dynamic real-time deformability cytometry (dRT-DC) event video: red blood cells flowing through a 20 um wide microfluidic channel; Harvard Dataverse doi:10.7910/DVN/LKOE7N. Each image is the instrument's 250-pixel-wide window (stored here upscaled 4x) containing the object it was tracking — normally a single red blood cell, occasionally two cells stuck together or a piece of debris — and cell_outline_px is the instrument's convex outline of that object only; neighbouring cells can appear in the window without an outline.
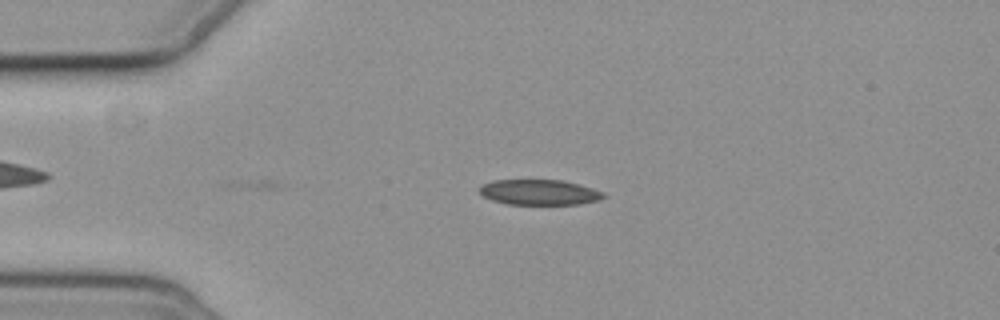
{"species": "common noctule bat (a hibernating species)", "species_latin": "Nyctalus noctula", "temperature_condition": "cold", "stored_images_in_passage": 3, "camera_frame_rate_fps": 3000, "um_per_image_px": 0.085, "animal": {"sex": "female", "body_mass_g": 19.3, "forearm_length_mm": 54.1}, "frame": {"image": 1, "passage_image": 3, "time_ms": 2.333, "image_size_px": [1000, 320], "cell_outline_px": [[608, 196], [600, 200], [580, 204], [508, 204], [492, 200], [484, 196], [480, 192], [480, 188], [484, 184], [492, 180], [560, 180], [592, 188], [604, 192]], "centroid_in_image_um": [45.88, 16.35], "position_along_channel_um": 39.1, "area_um2": 18.21}}